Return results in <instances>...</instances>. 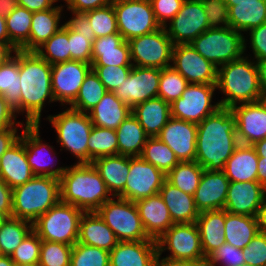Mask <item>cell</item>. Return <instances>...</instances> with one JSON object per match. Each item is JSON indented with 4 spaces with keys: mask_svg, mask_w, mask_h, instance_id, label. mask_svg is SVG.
<instances>
[{
    "mask_svg": "<svg viewBox=\"0 0 266 266\" xmlns=\"http://www.w3.org/2000/svg\"><path fill=\"white\" fill-rule=\"evenodd\" d=\"M239 144L235 115L220 107L197 124L195 161L206 170H223Z\"/></svg>",
    "mask_w": 266,
    "mask_h": 266,
    "instance_id": "cell-1",
    "label": "cell"
},
{
    "mask_svg": "<svg viewBox=\"0 0 266 266\" xmlns=\"http://www.w3.org/2000/svg\"><path fill=\"white\" fill-rule=\"evenodd\" d=\"M51 72L52 65L36 52L19 50L20 114L25 113L26 124H40L45 101L56 102Z\"/></svg>",
    "mask_w": 266,
    "mask_h": 266,
    "instance_id": "cell-2",
    "label": "cell"
},
{
    "mask_svg": "<svg viewBox=\"0 0 266 266\" xmlns=\"http://www.w3.org/2000/svg\"><path fill=\"white\" fill-rule=\"evenodd\" d=\"M60 181V201L96 212L112 196L91 163L68 166Z\"/></svg>",
    "mask_w": 266,
    "mask_h": 266,
    "instance_id": "cell-3",
    "label": "cell"
},
{
    "mask_svg": "<svg viewBox=\"0 0 266 266\" xmlns=\"http://www.w3.org/2000/svg\"><path fill=\"white\" fill-rule=\"evenodd\" d=\"M249 56L245 54L240 59L218 67L216 88L225 95L218 101L221 107L232 108L238 104L258 101L261 90L258 69L255 60L249 59Z\"/></svg>",
    "mask_w": 266,
    "mask_h": 266,
    "instance_id": "cell-4",
    "label": "cell"
},
{
    "mask_svg": "<svg viewBox=\"0 0 266 266\" xmlns=\"http://www.w3.org/2000/svg\"><path fill=\"white\" fill-rule=\"evenodd\" d=\"M12 217L33 223L60 201V181L50 176H34L12 189Z\"/></svg>",
    "mask_w": 266,
    "mask_h": 266,
    "instance_id": "cell-5",
    "label": "cell"
},
{
    "mask_svg": "<svg viewBox=\"0 0 266 266\" xmlns=\"http://www.w3.org/2000/svg\"><path fill=\"white\" fill-rule=\"evenodd\" d=\"M247 39L231 27L209 28L190 44L205 59L220 67L244 56Z\"/></svg>",
    "mask_w": 266,
    "mask_h": 266,
    "instance_id": "cell-6",
    "label": "cell"
},
{
    "mask_svg": "<svg viewBox=\"0 0 266 266\" xmlns=\"http://www.w3.org/2000/svg\"><path fill=\"white\" fill-rule=\"evenodd\" d=\"M46 119L56 131L57 143L78 159L76 163H88L87 144L93 127L89 114L67 107L63 112L49 115Z\"/></svg>",
    "mask_w": 266,
    "mask_h": 266,
    "instance_id": "cell-7",
    "label": "cell"
},
{
    "mask_svg": "<svg viewBox=\"0 0 266 266\" xmlns=\"http://www.w3.org/2000/svg\"><path fill=\"white\" fill-rule=\"evenodd\" d=\"M84 211L59 201L33 222V231L42 239L74 245L78 240Z\"/></svg>",
    "mask_w": 266,
    "mask_h": 266,
    "instance_id": "cell-8",
    "label": "cell"
},
{
    "mask_svg": "<svg viewBox=\"0 0 266 266\" xmlns=\"http://www.w3.org/2000/svg\"><path fill=\"white\" fill-rule=\"evenodd\" d=\"M96 212L119 241L154 240L147 235L135 202L121 197H111Z\"/></svg>",
    "mask_w": 266,
    "mask_h": 266,
    "instance_id": "cell-9",
    "label": "cell"
},
{
    "mask_svg": "<svg viewBox=\"0 0 266 266\" xmlns=\"http://www.w3.org/2000/svg\"><path fill=\"white\" fill-rule=\"evenodd\" d=\"M158 255L166 250L170 254L163 258L190 261L205 264V256L201 246L199 228L195 223H174L157 240Z\"/></svg>",
    "mask_w": 266,
    "mask_h": 266,
    "instance_id": "cell-10",
    "label": "cell"
},
{
    "mask_svg": "<svg viewBox=\"0 0 266 266\" xmlns=\"http://www.w3.org/2000/svg\"><path fill=\"white\" fill-rule=\"evenodd\" d=\"M118 32L125 41L161 28L155 19L150 0H111Z\"/></svg>",
    "mask_w": 266,
    "mask_h": 266,
    "instance_id": "cell-11",
    "label": "cell"
},
{
    "mask_svg": "<svg viewBox=\"0 0 266 266\" xmlns=\"http://www.w3.org/2000/svg\"><path fill=\"white\" fill-rule=\"evenodd\" d=\"M133 66L167 68L172 63L174 44L164 27L128 41Z\"/></svg>",
    "mask_w": 266,
    "mask_h": 266,
    "instance_id": "cell-12",
    "label": "cell"
},
{
    "mask_svg": "<svg viewBox=\"0 0 266 266\" xmlns=\"http://www.w3.org/2000/svg\"><path fill=\"white\" fill-rule=\"evenodd\" d=\"M215 90L216 84L189 83L181 97L170 104L171 117L199 124L221 107L219 102L212 104Z\"/></svg>",
    "mask_w": 266,
    "mask_h": 266,
    "instance_id": "cell-13",
    "label": "cell"
},
{
    "mask_svg": "<svg viewBox=\"0 0 266 266\" xmlns=\"http://www.w3.org/2000/svg\"><path fill=\"white\" fill-rule=\"evenodd\" d=\"M166 174L139 157H130L129 175L125 189L118 196L132 202L159 194Z\"/></svg>",
    "mask_w": 266,
    "mask_h": 266,
    "instance_id": "cell-14",
    "label": "cell"
},
{
    "mask_svg": "<svg viewBox=\"0 0 266 266\" xmlns=\"http://www.w3.org/2000/svg\"><path fill=\"white\" fill-rule=\"evenodd\" d=\"M167 24L164 28L174 45L190 44L210 28L201 0H185L179 12Z\"/></svg>",
    "mask_w": 266,
    "mask_h": 266,
    "instance_id": "cell-15",
    "label": "cell"
},
{
    "mask_svg": "<svg viewBox=\"0 0 266 266\" xmlns=\"http://www.w3.org/2000/svg\"><path fill=\"white\" fill-rule=\"evenodd\" d=\"M39 128L40 124H26L20 134L25 146L27 162L35 176H50L60 180L68 166L55 168L56 163L54 164L53 161L56 160L52 161V157L51 160L49 159V155L53 152L56 155L55 151H52L54 147L43 142Z\"/></svg>",
    "mask_w": 266,
    "mask_h": 266,
    "instance_id": "cell-16",
    "label": "cell"
},
{
    "mask_svg": "<svg viewBox=\"0 0 266 266\" xmlns=\"http://www.w3.org/2000/svg\"><path fill=\"white\" fill-rule=\"evenodd\" d=\"M160 73L159 68L133 66L114 94L132 109L139 103L158 97Z\"/></svg>",
    "mask_w": 266,
    "mask_h": 266,
    "instance_id": "cell-17",
    "label": "cell"
},
{
    "mask_svg": "<svg viewBox=\"0 0 266 266\" xmlns=\"http://www.w3.org/2000/svg\"><path fill=\"white\" fill-rule=\"evenodd\" d=\"M171 66L188 83H217L218 67L200 55L191 44L174 45Z\"/></svg>",
    "mask_w": 266,
    "mask_h": 266,
    "instance_id": "cell-18",
    "label": "cell"
},
{
    "mask_svg": "<svg viewBox=\"0 0 266 266\" xmlns=\"http://www.w3.org/2000/svg\"><path fill=\"white\" fill-rule=\"evenodd\" d=\"M91 69V64L75 60L53 64L51 88L55 101H59L61 106L70 105Z\"/></svg>",
    "mask_w": 266,
    "mask_h": 266,
    "instance_id": "cell-19",
    "label": "cell"
},
{
    "mask_svg": "<svg viewBox=\"0 0 266 266\" xmlns=\"http://www.w3.org/2000/svg\"><path fill=\"white\" fill-rule=\"evenodd\" d=\"M157 137L168 145L179 162L195 161L197 124L171 117Z\"/></svg>",
    "mask_w": 266,
    "mask_h": 266,
    "instance_id": "cell-20",
    "label": "cell"
},
{
    "mask_svg": "<svg viewBox=\"0 0 266 266\" xmlns=\"http://www.w3.org/2000/svg\"><path fill=\"white\" fill-rule=\"evenodd\" d=\"M236 117V133L240 144L253 145L266 138V109L257 101L231 108Z\"/></svg>",
    "mask_w": 266,
    "mask_h": 266,
    "instance_id": "cell-21",
    "label": "cell"
},
{
    "mask_svg": "<svg viewBox=\"0 0 266 266\" xmlns=\"http://www.w3.org/2000/svg\"><path fill=\"white\" fill-rule=\"evenodd\" d=\"M229 184L230 181L222 170L204 169L193 195L197 210L201 213L224 209Z\"/></svg>",
    "mask_w": 266,
    "mask_h": 266,
    "instance_id": "cell-22",
    "label": "cell"
},
{
    "mask_svg": "<svg viewBox=\"0 0 266 266\" xmlns=\"http://www.w3.org/2000/svg\"><path fill=\"white\" fill-rule=\"evenodd\" d=\"M265 198L266 188L258 182H230L224 210L256 217Z\"/></svg>",
    "mask_w": 266,
    "mask_h": 266,
    "instance_id": "cell-23",
    "label": "cell"
},
{
    "mask_svg": "<svg viewBox=\"0 0 266 266\" xmlns=\"http://www.w3.org/2000/svg\"><path fill=\"white\" fill-rule=\"evenodd\" d=\"M156 240L119 241L110 251V266H155Z\"/></svg>",
    "mask_w": 266,
    "mask_h": 266,
    "instance_id": "cell-24",
    "label": "cell"
},
{
    "mask_svg": "<svg viewBox=\"0 0 266 266\" xmlns=\"http://www.w3.org/2000/svg\"><path fill=\"white\" fill-rule=\"evenodd\" d=\"M133 66L130 46L120 33L96 38L92 42L91 66Z\"/></svg>",
    "mask_w": 266,
    "mask_h": 266,
    "instance_id": "cell-25",
    "label": "cell"
},
{
    "mask_svg": "<svg viewBox=\"0 0 266 266\" xmlns=\"http://www.w3.org/2000/svg\"><path fill=\"white\" fill-rule=\"evenodd\" d=\"M34 176L27 162L24 143L19 138L0 158V178L14 189Z\"/></svg>",
    "mask_w": 266,
    "mask_h": 266,
    "instance_id": "cell-26",
    "label": "cell"
},
{
    "mask_svg": "<svg viewBox=\"0 0 266 266\" xmlns=\"http://www.w3.org/2000/svg\"><path fill=\"white\" fill-rule=\"evenodd\" d=\"M147 235L160 238L174 223L170 212L159 194L135 202Z\"/></svg>",
    "mask_w": 266,
    "mask_h": 266,
    "instance_id": "cell-27",
    "label": "cell"
},
{
    "mask_svg": "<svg viewBox=\"0 0 266 266\" xmlns=\"http://www.w3.org/2000/svg\"><path fill=\"white\" fill-rule=\"evenodd\" d=\"M63 7L66 6L60 4L54 8L33 12L29 41L20 49L21 51L35 52L63 27L64 24L60 25Z\"/></svg>",
    "mask_w": 266,
    "mask_h": 266,
    "instance_id": "cell-28",
    "label": "cell"
},
{
    "mask_svg": "<svg viewBox=\"0 0 266 266\" xmlns=\"http://www.w3.org/2000/svg\"><path fill=\"white\" fill-rule=\"evenodd\" d=\"M77 242L110 252L119 240L97 212H84L80 219Z\"/></svg>",
    "mask_w": 266,
    "mask_h": 266,
    "instance_id": "cell-29",
    "label": "cell"
},
{
    "mask_svg": "<svg viewBox=\"0 0 266 266\" xmlns=\"http://www.w3.org/2000/svg\"><path fill=\"white\" fill-rule=\"evenodd\" d=\"M91 164L98 171L112 197H118L125 189L130 157L120 154L103 156L96 158Z\"/></svg>",
    "mask_w": 266,
    "mask_h": 266,
    "instance_id": "cell-30",
    "label": "cell"
},
{
    "mask_svg": "<svg viewBox=\"0 0 266 266\" xmlns=\"http://www.w3.org/2000/svg\"><path fill=\"white\" fill-rule=\"evenodd\" d=\"M258 160L252 145L239 144L222 171L230 182H257Z\"/></svg>",
    "mask_w": 266,
    "mask_h": 266,
    "instance_id": "cell-31",
    "label": "cell"
},
{
    "mask_svg": "<svg viewBox=\"0 0 266 266\" xmlns=\"http://www.w3.org/2000/svg\"><path fill=\"white\" fill-rule=\"evenodd\" d=\"M131 113L149 137H156L171 118L170 103L159 97L135 105Z\"/></svg>",
    "mask_w": 266,
    "mask_h": 266,
    "instance_id": "cell-32",
    "label": "cell"
},
{
    "mask_svg": "<svg viewBox=\"0 0 266 266\" xmlns=\"http://www.w3.org/2000/svg\"><path fill=\"white\" fill-rule=\"evenodd\" d=\"M165 202L173 223H195L200 212L197 210L193 195L184 193L167 180L159 191Z\"/></svg>",
    "mask_w": 266,
    "mask_h": 266,
    "instance_id": "cell-33",
    "label": "cell"
},
{
    "mask_svg": "<svg viewBox=\"0 0 266 266\" xmlns=\"http://www.w3.org/2000/svg\"><path fill=\"white\" fill-rule=\"evenodd\" d=\"M131 112L132 109L122 102L114 92L107 91L88 114L94 126L116 130Z\"/></svg>",
    "mask_w": 266,
    "mask_h": 266,
    "instance_id": "cell-34",
    "label": "cell"
},
{
    "mask_svg": "<svg viewBox=\"0 0 266 266\" xmlns=\"http://www.w3.org/2000/svg\"><path fill=\"white\" fill-rule=\"evenodd\" d=\"M225 216L226 211L220 209L201 212L197 218L196 224L199 228L201 246L205 258L226 243Z\"/></svg>",
    "mask_w": 266,
    "mask_h": 266,
    "instance_id": "cell-35",
    "label": "cell"
},
{
    "mask_svg": "<svg viewBox=\"0 0 266 266\" xmlns=\"http://www.w3.org/2000/svg\"><path fill=\"white\" fill-rule=\"evenodd\" d=\"M228 14L231 28L241 33L248 32L266 22V0L234 3L228 8Z\"/></svg>",
    "mask_w": 266,
    "mask_h": 266,
    "instance_id": "cell-36",
    "label": "cell"
},
{
    "mask_svg": "<svg viewBox=\"0 0 266 266\" xmlns=\"http://www.w3.org/2000/svg\"><path fill=\"white\" fill-rule=\"evenodd\" d=\"M116 133L118 154L129 157L141 155L149 136L132 113L119 125Z\"/></svg>",
    "mask_w": 266,
    "mask_h": 266,
    "instance_id": "cell-37",
    "label": "cell"
},
{
    "mask_svg": "<svg viewBox=\"0 0 266 266\" xmlns=\"http://www.w3.org/2000/svg\"><path fill=\"white\" fill-rule=\"evenodd\" d=\"M225 241L236 248L243 249L259 232L254 216L231 214L226 211Z\"/></svg>",
    "mask_w": 266,
    "mask_h": 266,
    "instance_id": "cell-38",
    "label": "cell"
},
{
    "mask_svg": "<svg viewBox=\"0 0 266 266\" xmlns=\"http://www.w3.org/2000/svg\"><path fill=\"white\" fill-rule=\"evenodd\" d=\"M20 93L19 50H16L12 57L0 65V95H3L18 115L20 113Z\"/></svg>",
    "mask_w": 266,
    "mask_h": 266,
    "instance_id": "cell-39",
    "label": "cell"
},
{
    "mask_svg": "<svg viewBox=\"0 0 266 266\" xmlns=\"http://www.w3.org/2000/svg\"><path fill=\"white\" fill-rule=\"evenodd\" d=\"M32 230L33 223L7 217L0 224V255L10 256Z\"/></svg>",
    "mask_w": 266,
    "mask_h": 266,
    "instance_id": "cell-40",
    "label": "cell"
},
{
    "mask_svg": "<svg viewBox=\"0 0 266 266\" xmlns=\"http://www.w3.org/2000/svg\"><path fill=\"white\" fill-rule=\"evenodd\" d=\"M203 171L196 161L179 162L166 174V180L184 193L194 195Z\"/></svg>",
    "mask_w": 266,
    "mask_h": 266,
    "instance_id": "cell-41",
    "label": "cell"
},
{
    "mask_svg": "<svg viewBox=\"0 0 266 266\" xmlns=\"http://www.w3.org/2000/svg\"><path fill=\"white\" fill-rule=\"evenodd\" d=\"M107 90L98 75L91 69L85 76L75 100L70 108L88 113L103 98Z\"/></svg>",
    "mask_w": 266,
    "mask_h": 266,
    "instance_id": "cell-42",
    "label": "cell"
},
{
    "mask_svg": "<svg viewBox=\"0 0 266 266\" xmlns=\"http://www.w3.org/2000/svg\"><path fill=\"white\" fill-rule=\"evenodd\" d=\"M42 59L51 65L71 61L69 47V26L64 22L54 35L35 51Z\"/></svg>",
    "mask_w": 266,
    "mask_h": 266,
    "instance_id": "cell-43",
    "label": "cell"
},
{
    "mask_svg": "<svg viewBox=\"0 0 266 266\" xmlns=\"http://www.w3.org/2000/svg\"><path fill=\"white\" fill-rule=\"evenodd\" d=\"M88 163L103 156L118 154V141L115 129L92 127L88 138Z\"/></svg>",
    "mask_w": 266,
    "mask_h": 266,
    "instance_id": "cell-44",
    "label": "cell"
},
{
    "mask_svg": "<svg viewBox=\"0 0 266 266\" xmlns=\"http://www.w3.org/2000/svg\"><path fill=\"white\" fill-rule=\"evenodd\" d=\"M140 157L163 171L165 174L171 171L179 163L175 153L157 136L148 137Z\"/></svg>",
    "mask_w": 266,
    "mask_h": 266,
    "instance_id": "cell-45",
    "label": "cell"
},
{
    "mask_svg": "<svg viewBox=\"0 0 266 266\" xmlns=\"http://www.w3.org/2000/svg\"><path fill=\"white\" fill-rule=\"evenodd\" d=\"M33 12L17 6L5 17L9 40L20 50L28 41Z\"/></svg>",
    "mask_w": 266,
    "mask_h": 266,
    "instance_id": "cell-46",
    "label": "cell"
},
{
    "mask_svg": "<svg viewBox=\"0 0 266 266\" xmlns=\"http://www.w3.org/2000/svg\"><path fill=\"white\" fill-rule=\"evenodd\" d=\"M83 14L88 18L89 24L92 26L95 38L119 33L112 2Z\"/></svg>",
    "mask_w": 266,
    "mask_h": 266,
    "instance_id": "cell-47",
    "label": "cell"
},
{
    "mask_svg": "<svg viewBox=\"0 0 266 266\" xmlns=\"http://www.w3.org/2000/svg\"><path fill=\"white\" fill-rule=\"evenodd\" d=\"M189 83L172 66L161 69L158 97L172 103L180 98Z\"/></svg>",
    "mask_w": 266,
    "mask_h": 266,
    "instance_id": "cell-48",
    "label": "cell"
},
{
    "mask_svg": "<svg viewBox=\"0 0 266 266\" xmlns=\"http://www.w3.org/2000/svg\"><path fill=\"white\" fill-rule=\"evenodd\" d=\"M70 266H110V252L76 242L72 248Z\"/></svg>",
    "mask_w": 266,
    "mask_h": 266,
    "instance_id": "cell-49",
    "label": "cell"
},
{
    "mask_svg": "<svg viewBox=\"0 0 266 266\" xmlns=\"http://www.w3.org/2000/svg\"><path fill=\"white\" fill-rule=\"evenodd\" d=\"M72 245L42 240L40 247L41 266H70Z\"/></svg>",
    "mask_w": 266,
    "mask_h": 266,
    "instance_id": "cell-50",
    "label": "cell"
},
{
    "mask_svg": "<svg viewBox=\"0 0 266 266\" xmlns=\"http://www.w3.org/2000/svg\"><path fill=\"white\" fill-rule=\"evenodd\" d=\"M42 239L32 230L10 255L17 264H37L40 260Z\"/></svg>",
    "mask_w": 266,
    "mask_h": 266,
    "instance_id": "cell-51",
    "label": "cell"
},
{
    "mask_svg": "<svg viewBox=\"0 0 266 266\" xmlns=\"http://www.w3.org/2000/svg\"><path fill=\"white\" fill-rule=\"evenodd\" d=\"M244 264L242 249L224 243L206 257L204 266H242Z\"/></svg>",
    "mask_w": 266,
    "mask_h": 266,
    "instance_id": "cell-52",
    "label": "cell"
},
{
    "mask_svg": "<svg viewBox=\"0 0 266 266\" xmlns=\"http://www.w3.org/2000/svg\"><path fill=\"white\" fill-rule=\"evenodd\" d=\"M95 39V35H83L69 27L71 60L92 64V42Z\"/></svg>",
    "mask_w": 266,
    "mask_h": 266,
    "instance_id": "cell-53",
    "label": "cell"
},
{
    "mask_svg": "<svg viewBox=\"0 0 266 266\" xmlns=\"http://www.w3.org/2000/svg\"><path fill=\"white\" fill-rule=\"evenodd\" d=\"M133 66H92V70L98 75L105 89L114 92L127 76Z\"/></svg>",
    "mask_w": 266,
    "mask_h": 266,
    "instance_id": "cell-54",
    "label": "cell"
},
{
    "mask_svg": "<svg viewBox=\"0 0 266 266\" xmlns=\"http://www.w3.org/2000/svg\"><path fill=\"white\" fill-rule=\"evenodd\" d=\"M210 28H227L229 24L228 7L224 0H201Z\"/></svg>",
    "mask_w": 266,
    "mask_h": 266,
    "instance_id": "cell-55",
    "label": "cell"
},
{
    "mask_svg": "<svg viewBox=\"0 0 266 266\" xmlns=\"http://www.w3.org/2000/svg\"><path fill=\"white\" fill-rule=\"evenodd\" d=\"M242 251L245 264L266 266V233L258 232Z\"/></svg>",
    "mask_w": 266,
    "mask_h": 266,
    "instance_id": "cell-56",
    "label": "cell"
},
{
    "mask_svg": "<svg viewBox=\"0 0 266 266\" xmlns=\"http://www.w3.org/2000/svg\"><path fill=\"white\" fill-rule=\"evenodd\" d=\"M156 21L165 27L181 9L185 0H150Z\"/></svg>",
    "mask_w": 266,
    "mask_h": 266,
    "instance_id": "cell-57",
    "label": "cell"
},
{
    "mask_svg": "<svg viewBox=\"0 0 266 266\" xmlns=\"http://www.w3.org/2000/svg\"><path fill=\"white\" fill-rule=\"evenodd\" d=\"M248 36L249 43L251 46V51L253 53L252 57L255 61L266 59V22L258 27L249 30Z\"/></svg>",
    "mask_w": 266,
    "mask_h": 266,
    "instance_id": "cell-58",
    "label": "cell"
},
{
    "mask_svg": "<svg viewBox=\"0 0 266 266\" xmlns=\"http://www.w3.org/2000/svg\"><path fill=\"white\" fill-rule=\"evenodd\" d=\"M16 112L15 110L7 103L3 95H0V130L6 128H12L15 125H26V122L23 123L20 121H16Z\"/></svg>",
    "mask_w": 266,
    "mask_h": 266,
    "instance_id": "cell-59",
    "label": "cell"
},
{
    "mask_svg": "<svg viewBox=\"0 0 266 266\" xmlns=\"http://www.w3.org/2000/svg\"><path fill=\"white\" fill-rule=\"evenodd\" d=\"M66 3L68 11L74 13H85L111 2V0H63Z\"/></svg>",
    "mask_w": 266,
    "mask_h": 266,
    "instance_id": "cell-60",
    "label": "cell"
},
{
    "mask_svg": "<svg viewBox=\"0 0 266 266\" xmlns=\"http://www.w3.org/2000/svg\"><path fill=\"white\" fill-rule=\"evenodd\" d=\"M70 20L66 21V24L75 32L83 35H95L92 26L89 24L88 18L83 13H74Z\"/></svg>",
    "mask_w": 266,
    "mask_h": 266,
    "instance_id": "cell-61",
    "label": "cell"
},
{
    "mask_svg": "<svg viewBox=\"0 0 266 266\" xmlns=\"http://www.w3.org/2000/svg\"><path fill=\"white\" fill-rule=\"evenodd\" d=\"M19 126L0 130V158L20 138V133H17Z\"/></svg>",
    "mask_w": 266,
    "mask_h": 266,
    "instance_id": "cell-62",
    "label": "cell"
},
{
    "mask_svg": "<svg viewBox=\"0 0 266 266\" xmlns=\"http://www.w3.org/2000/svg\"><path fill=\"white\" fill-rule=\"evenodd\" d=\"M12 189L0 178V211L12 216Z\"/></svg>",
    "mask_w": 266,
    "mask_h": 266,
    "instance_id": "cell-63",
    "label": "cell"
},
{
    "mask_svg": "<svg viewBox=\"0 0 266 266\" xmlns=\"http://www.w3.org/2000/svg\"><path fill=\"white\" fill-rule=\"evenodd\" d=\"M57 1L60 0H17V4L31 12H37L54 8Z\"/></svg>",
    "mask_w": 266,
    "mask_h": 266,
    "instance_id": "cell-64",
    "label": "cell"
},
{
    "mask_svg": "<svg viewBox=\"0 0 266 266\" xmlns=\"http://www.w3.org/2000/svg\"><path fill=\"white\" fill-rule=\"evenodd\" d=\"M155 266H204L203 264L183 260H173L157 256Z\"/></svg>",
    "mask_w": 266,
    "mask_h": 266,
    "instance_id": "cell-65",
    "label": "cell"
},
{
    "mask_svg": "<svg viewBox=\"0 0 266 266\" xmlns=\"http://www.w3.org/2000/svg\"><path fill=\"white\" fill-rule=\"evenodd\" d=\"M256 220L259 232L266 233V198L258 209Z\"/></svg>",
    "mask_w": 266,
    "mask_h": 266,
    "instance_id": "cell-66",
    "label": "cell"
},
{
    "mask_svg": "<svg viewBox=\"0 0 266 266\" xmlns=\"http://www.w3.org/2000/svg\"><path fill=\"white\" fill-rule=\"evenodd\" d=\"M0 42L6 43L13 51L19 50L10 40L7 32L5 16L0 15Z\"/></svg>",
    "mask_w": 266,
    "mask_h": 266,
    "instance_id": "cell-67",
    "label": "cell"
},
{
    "mask_svg": "<svg viewBox=\"0 0 266 266\" xmlns=\"http://www.w3.org/2000/svg\"><path fill=\"white\" fill-rule=\"evenodd\" d=\"M17 6V0H0V15L8 16Z\"/></svg>",
    "mask_w": 266,
    "mask_h": 266,
    "instance_id": "cell-68",
    "label": "cell"
},
{
    "mask_svg": "<svg viewBox=\"0 0 266 266\" xmlns=\"http://www.w3.org/2000/svg\"><path fill=\"white\" fill-rule=\"evenodd\" d=\"M257 182L266 188V158H259Z\"/></svg>",
    "mask_w": 266,
    "mask_h": 266,
    "instance_id": "cell-69",
    "label": "cell"
},
{
    "mask_svg": "<svg viewBox=\"0 0 266 266\" xmlns=\"http://www.w3.org/2000/svg\"><path fill=\"white\" fill-rule=\"evenodd\" d=\"M258 69L259 84L261 88H266V59L255 61Z\"/></svg>",
    "mask_w": 266,
    "mask_h": 266,
    "instance_id": "cell-70",
    "label": "cell"
},
{
    "mask_svg": "<svg viewBox=\"0 0 266 266\" xmlns=\"http://www.w3.org/2000/svg\"><path fill=\"white\" fill-rule=\"evenodd\" d=\"M14 51L3 42H0V65L4 64L10 57H12Z\"/></svg>",
    "mask_w": 266,
    "mask_h": 266,
    "instance_id": "cell-71",
    "label": "cell"
},
{
    "mask_svg": "<svg viewBox=\"0 0 266 266\" xmlns=\"http://www.w3.org/2000/svg\"><path fill=\"white\" fill-rule=\"evenodd\" d=\"M252 146L259 158H266V138L255 142Z\"/></svg>",
    "mask_w": 266,
    "mask_h": 266,
    "instance_id": "cell-72",
    "label": "cell"
},
{
    "mask_svg": "<svg viewBox=\"0 0 266 266\" xmlns=\"http://www.w3.org/2000/svg\"><path fill=\"white\" fill-rule=\"evenodd\" d=\"M0 266H14L11 256L0 255Z\"/></svg>",
    "mask_w": 266,
    "mask_h": 266,
    "instance_id": "cell-73",
    "label": "cell"
},
{
    "mask_svg": "<svg viewBox=\"0 0 266 266\" xmlns=\"http://www.w3.org/2000/svg\"><path fill=\"white\" fill-rule=\"evenodd\" d=\"M258 102L266 109V88H261Z\"/></svg>",
    "mask_w": 266,
    "mask_h": 266,
    "instance_id": "cell-74",
    "label": "cell"
},
{
    "mask_svg": "<svg viewBox=\"0 0 266 266\" xmlns=\"http://www.w3.org/2000/svg\"><path fill=\"white\" fill-rule=\"evenodd\" d=\"M227 7L234 6V3H247V2H257V0H224Z\"/></svg>",
    "mask_w": 266,
    "mask_h": 266,
    "instance_id": "cell-75",
    "label": "cell"
},
{
    "mask_svg": "<svg viewBox=\"0 0 266 266\" xmlns=\"http://www.w3.org/2000/svg\"><path fill=\"white\" fill-rule=\"evenodd\" d=\"M14 266H41L39 263L37 264H17V263H14Z\"/></svg>",
    "mask_w": 266,
    "mask_h": 266,
    "instance_id": "cell-76",
    "label": "cell"
},
{
    "mask_svg": "<svg viewBox=\"0 0 266 266\" xmlns=\"http://www.w3.org/2000/svg\"><path fill=\"white\" fill-rule=\"evenodd\" d=\"M7 218V216L0 211V224Z\"/></svg>",
    "mask_w": 266,
    "mask_h": 266,
    "instance_id": "cell-77",
    "label": "cell"
}]
</instances>
